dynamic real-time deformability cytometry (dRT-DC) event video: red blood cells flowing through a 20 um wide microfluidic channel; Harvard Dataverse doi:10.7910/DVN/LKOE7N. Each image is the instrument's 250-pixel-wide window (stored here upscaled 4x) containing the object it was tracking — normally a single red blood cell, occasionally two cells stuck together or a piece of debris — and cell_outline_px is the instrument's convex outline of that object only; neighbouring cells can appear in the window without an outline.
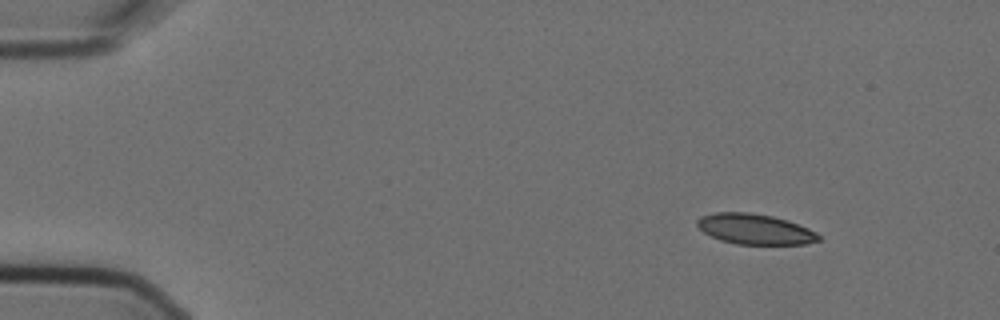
{"species": "Egyptian fruit bat (a non-hibernating species)", "species_latin": "Rousettus aegyptiacus", "temperature_condition": "cold", "stored_images_in_passage": 3, "camera_frame_rate_fps": 3000, "um_per_image_px": 0.085, "animal": {"sex": "female"}, "frame": {"image": 1, "passage_image": 1, "time_ms": 0.0, "image_size_px": [1000, 320], "cell_outline_px": [[820, 240], [804, 244], [736, 244], [720, 240], [704, 232], [696, 224], [696, 220], [700, 216], [712, 212], [748, 212], [772, 216], [788, 220], [808, 228], [816, 232], [820, 236]], "centroid_in_image_um": [64.15, 19.46], "position_along_channel_um": 20.9, "area_um2": 21.56}}